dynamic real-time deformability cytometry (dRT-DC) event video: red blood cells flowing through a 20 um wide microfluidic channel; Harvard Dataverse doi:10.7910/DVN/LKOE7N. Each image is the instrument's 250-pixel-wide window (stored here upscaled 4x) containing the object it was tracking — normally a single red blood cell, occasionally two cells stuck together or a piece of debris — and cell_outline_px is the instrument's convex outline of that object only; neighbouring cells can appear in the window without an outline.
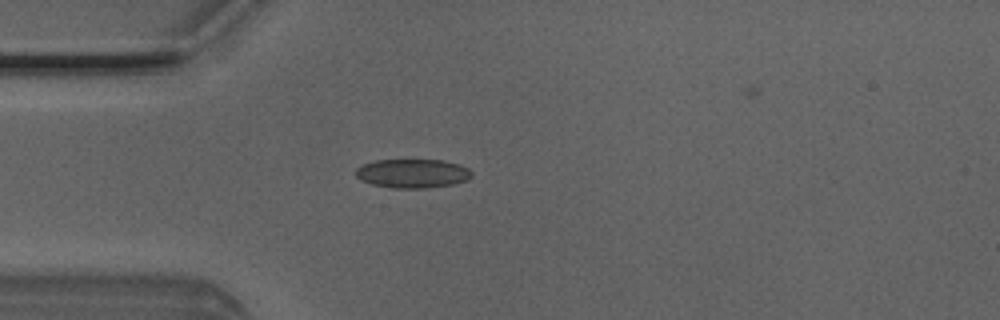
{"species": "Egyptian fruit bat (a non-hibernating species)", "species_latin": "Rousettus aegyptiacus", "temperature_condition": "room temperature", "stored_images_in_passage": 3, "camera_frame_rate_fps": 3000, "um_per_image_px": 0.085, "animal": {"sex": "male"}, "frame": {"image": 1, "passage_image": 3, "time_ms": 0.667, "image_size_px": [1000, 320], "cell_outline_px": [[472, 176], [468, 180], [452, 184], [424, 188], [392, 188], [372, 184], [360, 180], [356, 176], [356, 168], [360, 164], [376, 160], [444, 160], [460, 164], [468, 168], [472, 172]], "centroid_in_image_um": [35.06, 14.73], "position_along_channel_um": 49.9, "area_um2": 19.71}}